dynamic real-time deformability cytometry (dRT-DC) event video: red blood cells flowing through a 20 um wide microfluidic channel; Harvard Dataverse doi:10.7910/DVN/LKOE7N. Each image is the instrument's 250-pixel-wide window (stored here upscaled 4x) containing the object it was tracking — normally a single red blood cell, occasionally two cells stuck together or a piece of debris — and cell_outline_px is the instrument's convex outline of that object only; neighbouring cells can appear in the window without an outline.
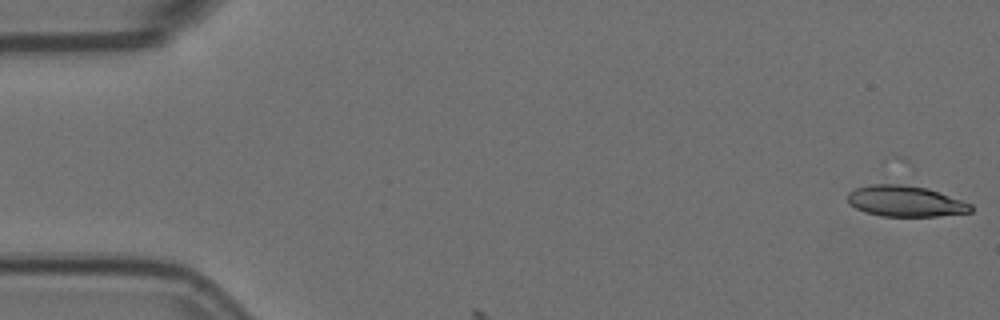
{"species": "Egyptian fruit bat (a non-hibernating species)", "species_latin": "Rousettus aegyptiacus", "temperature_condition": "room temperature", "stored_images_in_passage": 7, "camera_frame_rate_fps": 3000, "um_per_image_px": 0.085, "animal": {"sex": "female"}, "frame": {"image": 1, "passage_image": 3, "time_ms": 0.667, "image_size_px": [1000, 320], "cell_outline_px": [[972, 212], [936, 216], [880, 216], [864, 212], [848, 204], [848, 192], [856, 188], [872, 184], [900, 184], [928, 188], [972, 204]], "centroid_in_image_um": [76.93, 17.1], "position_along_channel_um": 8.1, "area_um2": 22.2}}